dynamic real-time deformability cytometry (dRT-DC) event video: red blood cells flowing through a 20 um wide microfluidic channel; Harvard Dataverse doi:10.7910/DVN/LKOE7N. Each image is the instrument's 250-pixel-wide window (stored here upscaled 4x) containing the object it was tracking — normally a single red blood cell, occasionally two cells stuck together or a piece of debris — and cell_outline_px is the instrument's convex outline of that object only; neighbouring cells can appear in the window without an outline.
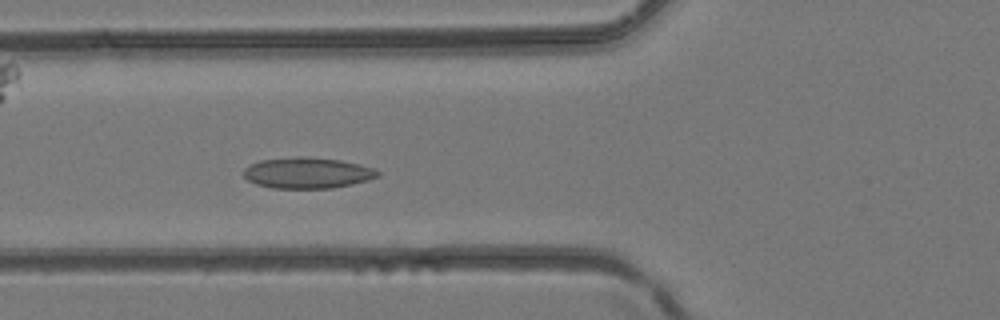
{"species": "common noctule bat (a hibernating species)", "species_latin": "Nyctalus noctula", "temperature_condition": "room temperature", "stored_images_in_passage": 31, "camera_frame_rate_fps": 3000, "um_per_image_px": 0.085, "animal": {"sex": "female", "body_mass_g": 24.6, "forearm_length_mm": 56.2}, "frame": {"image": 1, "passage_image": 5, "time_ms": 1.333, "image_size_px": [1000, 320], "cell_outline_px": [[380, 176], [368, 180], [352, 184], [332, 188], [272, 188], [256, 184], [248, 180], [244, 176], [244, 168], [248, 164], [260, 160], [296, 156], [308, 156], [340, 160], [372, 168], [380, 172]], "centroid_in_image_um": [26.09, 14.69], "position_along_channel_um": 99.7, "area_um2": 24.28}}